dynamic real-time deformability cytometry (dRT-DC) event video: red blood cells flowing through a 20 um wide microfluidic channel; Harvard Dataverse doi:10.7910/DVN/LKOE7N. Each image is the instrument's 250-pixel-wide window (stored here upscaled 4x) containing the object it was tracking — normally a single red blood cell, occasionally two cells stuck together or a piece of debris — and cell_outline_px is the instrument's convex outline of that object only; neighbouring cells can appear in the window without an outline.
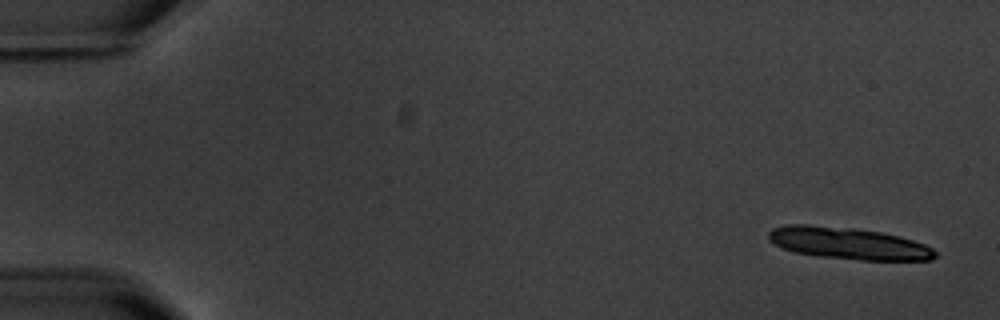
{"species": "common noctule bat (a hibernating species)", "species_latin": "Nyctalus noctula", "temperature_condition": "warm", "stored_images_in_passage": 7, "camera_frame_rate_fps": 3000, "um_per_image_px": 0.085, "animal": {"sex": "male", "body_mass_g": 20.1, "forearm_length_mm": 53.5}, "frame": {"image": 1, "passage_image": 1, "time_ms": 0.0, "image_size_px": [1000, 320], "cell_outline_px": [[936, 256], [932, 260], [860, 260], [816, 256], [796, 252], [784, 248], [768, 240], [768, 232], [772, 228], [784, 224], [808, 224], [852, 228], [880, 232], [900, 236], [924, 244], [932, 248], [936, 252]], "centroid_in_image_um": [72.09, 20.68], "position_along_channel_um": 12.9, "area_um2": 30.98}}
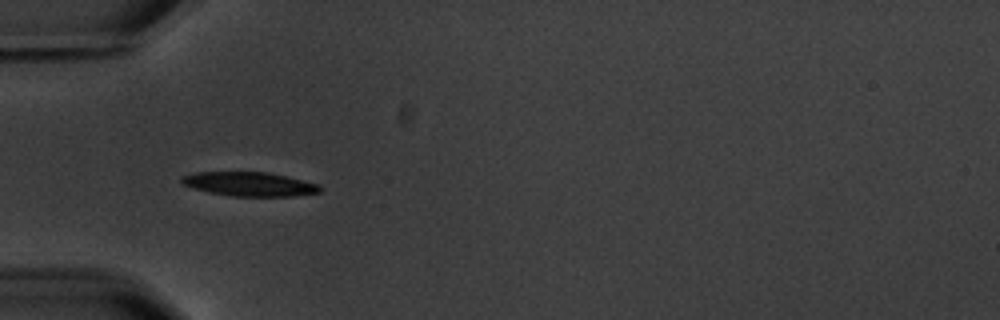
{"frame": {"image": 2, "passage_image": 6, "time_ms": 5.667, "image_size_px": [1000, 320], "cell_outline_px": [[320, 192], [292, 196], [232, 196], [208, 192], [192, 188], [184, 184], [180, 180], [180, 176], [196, 172], [268, 172], [288, 176], [320, 184]], "centroid_in_image_um": [21.19, 15.64], "position_along_channel_um": 63.8, "area_um2": 19.48}}
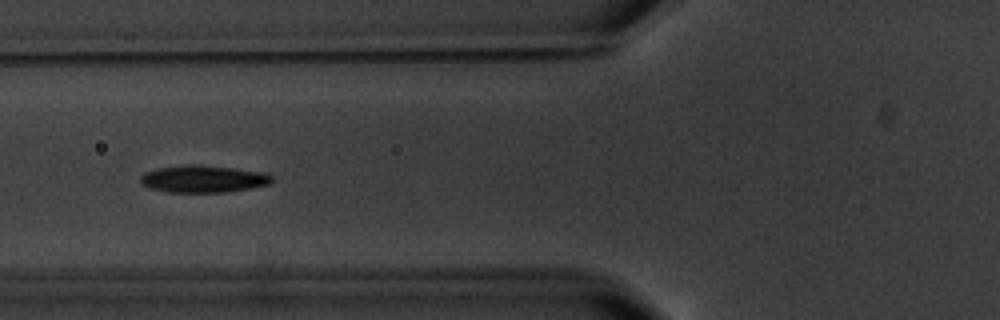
{"frame": {"image": 3, "passage_image": 7, "time_ms": 7.0, "image_size_px": [1000, 320], "cell_outline_px": [[272, 180], [268, 184], [248, 188], [224, 192], [168, 192], [148, 188], [140, 184], [140, 176], [144, 172], [156, 168], [184, 164], [200, 164], [264, 172], [272, 176]], "centroid_in_image_um": [17.19, 15.19], "position_along_channel_um": 108.6, "area_um2": 20.92}}